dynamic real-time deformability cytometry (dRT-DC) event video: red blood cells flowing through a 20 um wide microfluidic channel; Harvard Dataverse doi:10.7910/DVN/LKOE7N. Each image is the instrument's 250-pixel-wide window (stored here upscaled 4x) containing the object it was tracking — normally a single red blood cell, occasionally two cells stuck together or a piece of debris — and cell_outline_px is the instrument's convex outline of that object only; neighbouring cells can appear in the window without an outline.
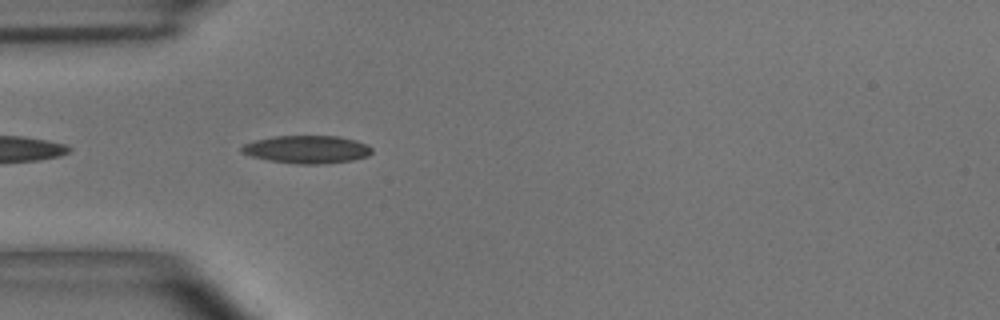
{"species": "common noctule bat (a hibernating species)", "species_latin": "Nyctalus noctula", "temperature_condition": "room temperature", "stored_images_in_passage": 4, "camera_frame_rate_fps": 3000, "um_per_image_px": 0.085, "animal": {"sex": "male", "body_mass_g": 15.6}, "frame": {"image": 1, "passage_image": 4, "time_ms": 1.0, "image_size_px": [1000, 320], "cell_outline_px": [[372, 152], [368, 156], [352, 160], [320, 164], [296, 164], [268, 160], [252, 156], [240, 152], [240, 148], [244, 144], [252, 140], [276, 136], [340, 136], [356, 140], [368, 144], [372, 148]], "centroid_in_image_um": [26.09, 12.69], "position_along_channel_um": 58.9, "area_um2": 21.27}}